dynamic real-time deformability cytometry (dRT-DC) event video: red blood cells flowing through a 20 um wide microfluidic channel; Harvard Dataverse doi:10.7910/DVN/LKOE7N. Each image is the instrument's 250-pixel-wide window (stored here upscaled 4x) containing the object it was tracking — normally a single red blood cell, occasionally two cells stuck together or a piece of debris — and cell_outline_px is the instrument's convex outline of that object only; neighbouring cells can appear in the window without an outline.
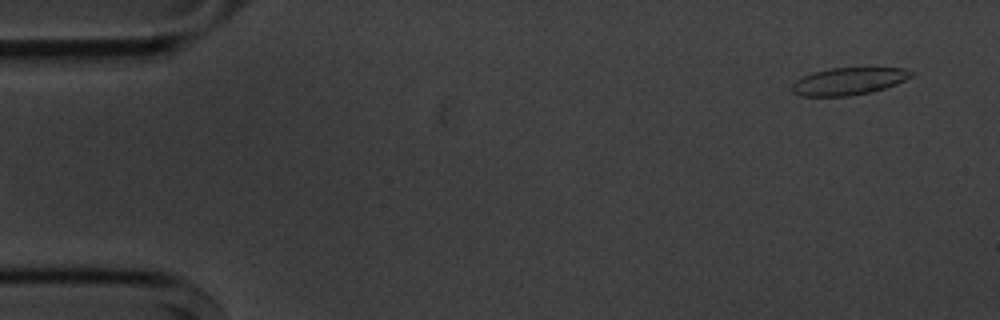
{"species": "common noctule bat (a hibernating species)", "species_latin": "Nyctalus noctula", "temperature_condition": "cold", "stored_images_in_passage": 10, "camera_frame_rate_fps": 3000, "um_per_image_px": 0.085, "animal": {"sex": "male", "body_mass_g": 20.1, "forearm_length_mm": 53.5}, "frame": {"image": 1, "passage_image": 1, "time_ms": 0.0, "image_size_px": [1000, 320], "cell_outline_px": [[916, 72], [912, 76], [896, 84], [872, 92], [848, 96], [800, 96], [792, 92], [792, 84], [796, 80], [812, 72], [828, 68], [904, 68]], "centroid_in_image_um": [72.13, 6.9], "position_along_channel_um": 12.9, "area_um2": 19.02}}
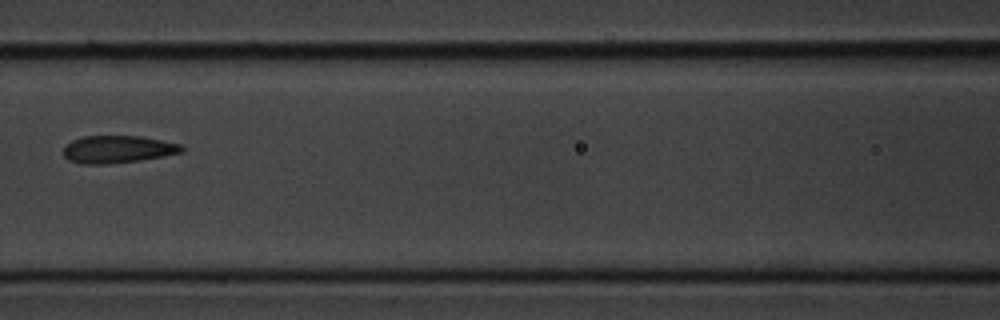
{"frame": {"image": 2, "passage_image": 7, "time_ms": 7.0, "image_size_px": [1000, 320], "cell_outline_px": [[184, 152], [164, 156], [140, 160], [104, 164], [80, 164], [68, 160], [64, 156], [64, 144], [72, 140], [84, 136], [140, 136], [180, 144], [184, 148]], "centroid_in_image_um": [9.98, 12.69], "position_along_channel_um": 156.6, "area_um2": 18.96}}
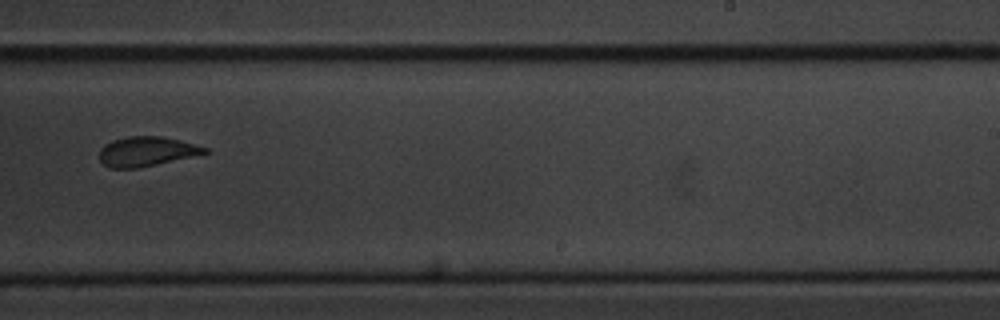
{"frame": {"image": 3, "passage_image": 10, "time_ms": 10.333, "image_size_px": [1000, 320], "cell_outline_px": [[208, 152], [156, 164], [136, 168], [108, 168], [100, 160], [100, 148], [104, 144], [112, 140], [128, 136], [160, 136], [180, 140], [196, 144], [208, 148]], "centroid_in_image_um": [12.41, 12.86], "position_along_channel_um": 276.6, "area_um2": 17.98}}